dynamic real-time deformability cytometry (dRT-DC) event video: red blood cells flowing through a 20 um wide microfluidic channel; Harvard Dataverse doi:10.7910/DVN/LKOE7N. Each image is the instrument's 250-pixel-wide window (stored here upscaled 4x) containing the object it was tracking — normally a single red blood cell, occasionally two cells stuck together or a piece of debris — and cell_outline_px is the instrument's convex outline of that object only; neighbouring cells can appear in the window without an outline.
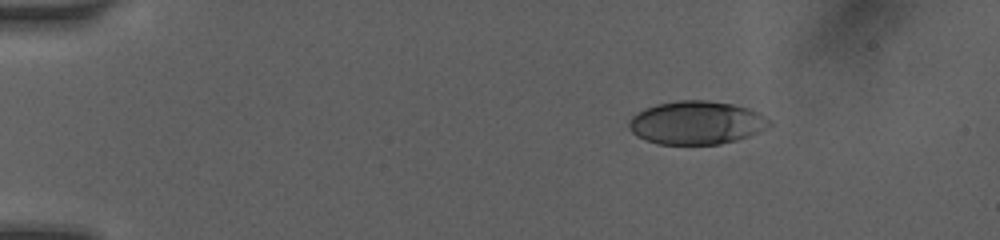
{"species": "human", "species_latin": "Homo sapiens", "temperature_condition": "room temperature", "stored_images_in_passage": 44, "camera_frame_rate_fps": 3000, "um_per_image_px": 0.085, "donor": {"sex": "female"}, "frame": {"image": 1, "passage_image": 1, "time_ms": 0.0, "image_size_px": [1000, 240], "cell_outline_px": [[772, 124], [768, 128], [748, 136], [736, 140], [720, 144], [660, 144], [644, 140], [636, 136], [628, 128], [628, 120], [636, 112], [644, 108], [656, 104], [680, 100], [708, 100], [732, 104], [748, 108], [772, 120]], "centroid_in_image_um": [59.17, 10.43], "position_along_channel_um": 25.8, "area_um2": 35.66}}
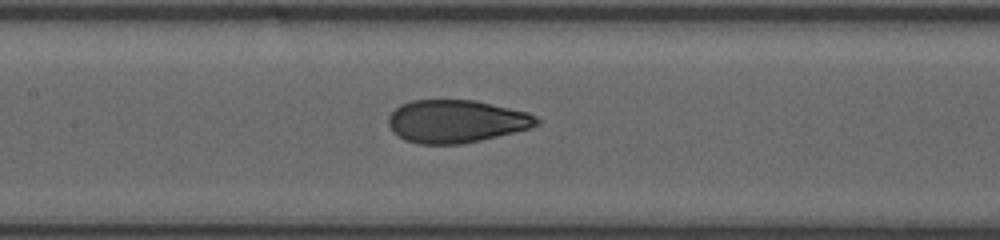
{"frame": {"image": 2, "passage_image": 25, "time_ms": 5.667, "image_size_px": [1000, 240], "cell_outline_px": [[540, 124], [532, 128], [480, 140], [460, 144], [420, 144], [404, 140], [392, 132], [388, 124], [388, 116], [400, 104], [412, 100], [472, 100], [528, 112], [536, 116], [540, 120]], "centroid_in_image_um": [38.77, 10.31], "position_along_channel_um": 168.6, "area_um2": 37.05}}
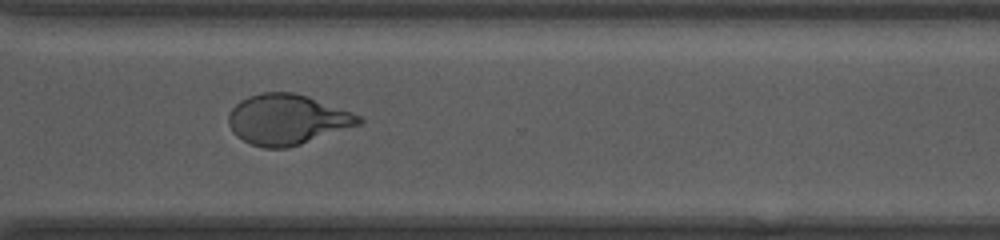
{"frame": {"image": 3, "passage_image": 43, "time_ms": 10.0, "image_size_px": [1000, 240], "cell_outline_px": [[364, 120], [360, 124], [288, 148], [264, 148], [252, 144], [236, 136], [232, 132], [228, 124], [228, 112], [240, 100], [248, 96], [264, 92], [296, 92], [308, 96], [352, 112], [360, 116]], "centroid_in_image_um": [24.38, 10.15], "position_along_channel_um": 346.2, "area_um2": 38.15}}